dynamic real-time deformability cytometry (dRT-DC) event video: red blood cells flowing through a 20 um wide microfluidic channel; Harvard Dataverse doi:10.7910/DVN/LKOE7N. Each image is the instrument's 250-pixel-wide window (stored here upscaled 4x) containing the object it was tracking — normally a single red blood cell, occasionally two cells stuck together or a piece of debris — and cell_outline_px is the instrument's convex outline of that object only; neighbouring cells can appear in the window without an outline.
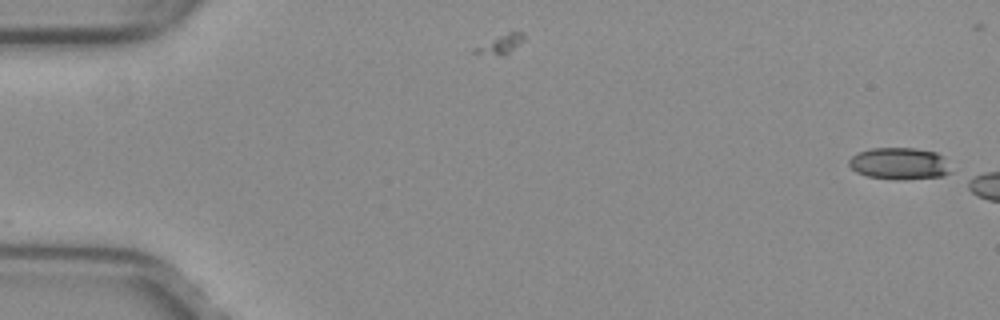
{"species": "common noctule bat (a hibernating species)", "species_latin": "Nyctalus noctula", "temperature_condition": "warm", "stored_images_in_passage": 2, "camera_frame_rate_fps": 3000, "um_per_image_px": 0.085, "animal": {"sex": "female", "body_mass_g": 29.2, "forearm_length_mm": 56.3}, "frame": {"image": 1, "passage_image": 2, "time_ms": 0.333, "image_size_px": [1000, 320], "cell_outline_px": [[952, 172], [944, 176], [900, 180], [896, 180], [868, 176], [856, 172], [848, 164], [848, 160], [856, 152], [872, 148], [916, 148], [936, 152], [944, 156]], "centroid_in_image_um": [76.46, 13.9], "position_along_channel_um": 8.5, "area_um2": 19.19}}